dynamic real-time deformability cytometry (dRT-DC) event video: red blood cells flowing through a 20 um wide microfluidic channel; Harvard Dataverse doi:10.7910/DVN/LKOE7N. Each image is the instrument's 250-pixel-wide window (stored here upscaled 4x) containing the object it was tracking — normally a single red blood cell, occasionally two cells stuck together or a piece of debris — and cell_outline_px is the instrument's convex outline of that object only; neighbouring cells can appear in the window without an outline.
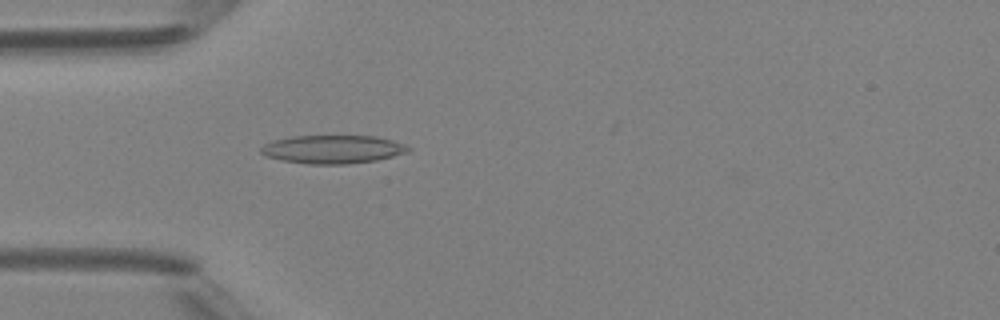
{"species": "Egyptian fruit bat (a non-hibernating species)", "species_latin": "Rousettus aegyptiacus", "temperature_condition": "room temperature", "stored_images_in_passage": 1, "camera_frame_rate_fps": 3000, "um_per_image_px": 0.085, "animal": {"sex": "female"}, "frame": {"image": 1, "passage_image": 1, "time_ms": 0.0, "image_size_px": [1000, 320], "cell_outline_px": [[412, 148], [408, 152], [376, 160], [344, 164], [308, 164], [280, 160], [264, 156], [260, 152], [260, 148], [264, 144], [272, 140], [292, 136], [376, 136], [392, 140], [404, 144]], "centroid_in_image_um": [28.24, 12.69], "position_along_channel_um": 56.8, "area_um2": 24.39}}